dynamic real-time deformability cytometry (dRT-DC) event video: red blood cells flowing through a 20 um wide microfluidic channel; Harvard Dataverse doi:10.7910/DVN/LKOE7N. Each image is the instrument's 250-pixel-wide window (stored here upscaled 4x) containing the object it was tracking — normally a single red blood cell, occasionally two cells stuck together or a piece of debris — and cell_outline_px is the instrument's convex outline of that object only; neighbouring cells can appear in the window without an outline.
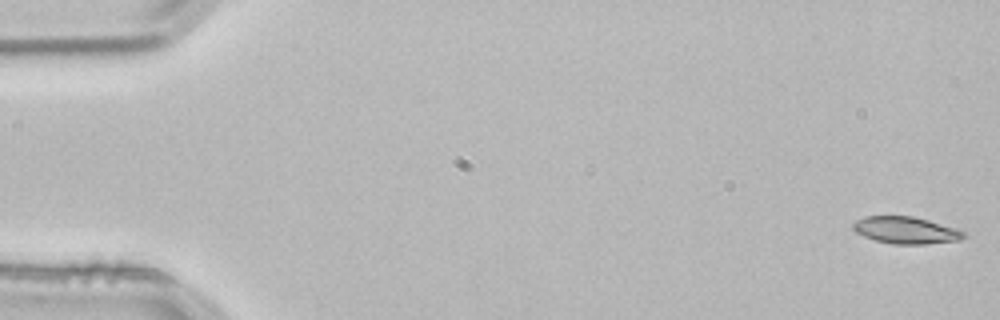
{"species": "common noctule bat (a hibernating species)", "species_latin": "Nyctalus noctula", "temperature_condition": "room temperature", "stored_images_in_passage": 53, "camera_frame_rate_fps": 3000, "um_per_image_px": 0.085, "animal": {"sex": "male", "body_mass_g": 21.5, "forearm_length_mm": 52.0}, "frame": {"image": 1, "passage_image": 1, "time_ms": 0.0, "image_size_px": [1000, 320], "cell_outline_px": [[968, 236], [960, 240], [924, 244], [892, 244], [876, 240], [864, 236], [856, 232], [852, 228], [852, 224], [856, 220], [864, 216], [912, 216], [928, 220], [956, 228], [964, 232]], "centroid_in_image_um": [77.0, 19.57], "position_along_channel_um": 8.0, "area_um2": 17.4}}
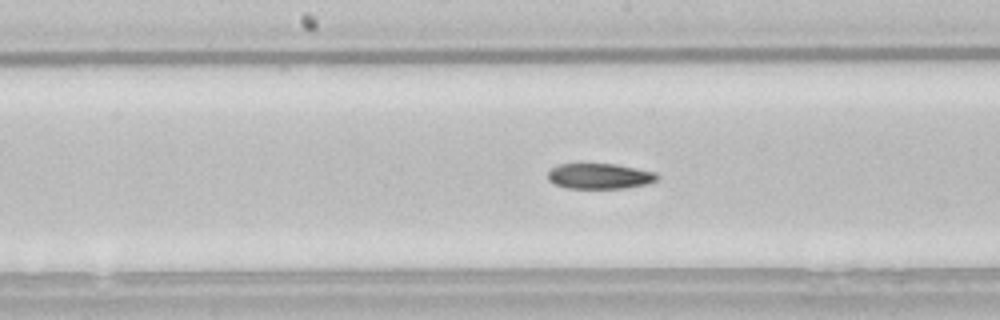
{"frame": {"image": 2, "passage_image": 27, "time_ms": 8.667, "image_size_px": [1000, 320], "cell_outline_px": [[660, 176], [656, 180], [648, 184], [624, 188], [564, 188], [548, 180], [548, 172], [552, 168], [560, 164], [616, 164], [656, 172]], "centroid_in_image_um": [50.99, 14.97], "position_along_channel_um": 197.2, "area_um2": 16.24}}
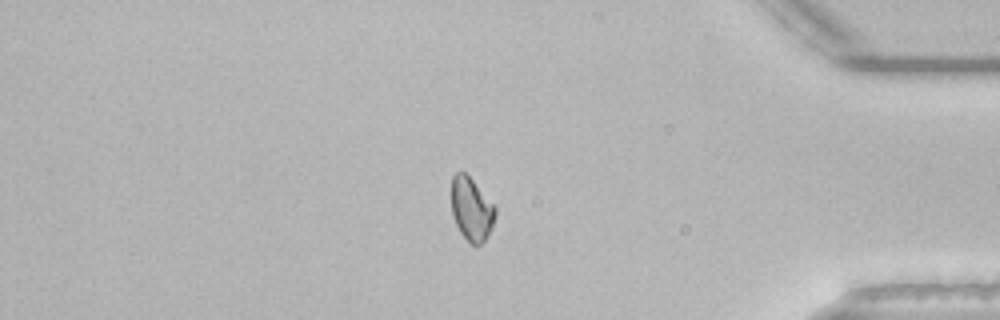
{"frame": {"image": 3, "passage_image": 45, "time_ms": 14.667, "image_size_px": [1000, 320], "cell_outline_px": [[496, 216], [484, 240], [476, 248], [468, 244], [460, 232], [452, 216], [452, 176], [456, 172], [464, 172], [472, 180], [496, 208]], "centroid_in_image_um": [40.05, 17.82], "position_along_channel_um": 395.1, "area_um2": 16.01}}